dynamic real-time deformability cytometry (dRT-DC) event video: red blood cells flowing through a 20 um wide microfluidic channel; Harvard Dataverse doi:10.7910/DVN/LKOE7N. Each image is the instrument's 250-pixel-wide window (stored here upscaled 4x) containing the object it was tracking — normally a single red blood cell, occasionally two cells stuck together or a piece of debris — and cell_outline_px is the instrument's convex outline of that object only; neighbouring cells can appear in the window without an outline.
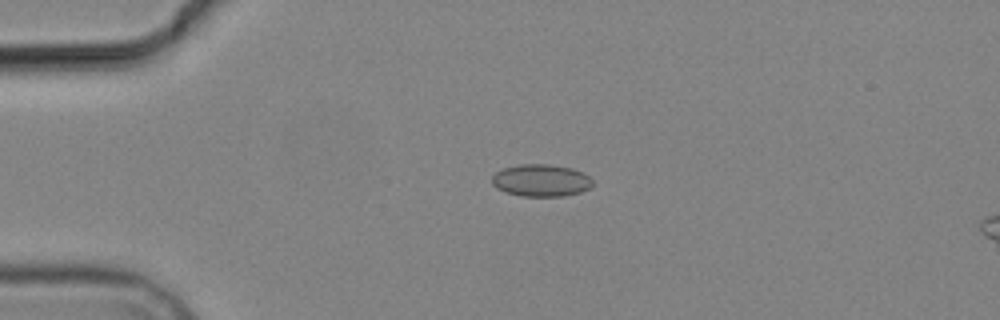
{"species": "common noctule bat (a hibernating species)", "species_latin": "Nyctalus noctula", "temperature_condition": "cold", "stored_images_in_passage": 5, "camera_frame_rate_fps": 3000, "um_per_image_px": 0.085, "animal": {"sex": "male", "body_mass_g": 19.2, "forearm_length_mm": 51.8}, "frame": {"image": 1, "passage_image": 3, "time_ms": 3.0, "image_size_px": [1000, 320], "cell_outline_px": [[592, 184], [588, 188], [580, 192], [564, 196], [524, 196], [504, 192], [496, 188], [492, 184], [492, 176], [496, 172], [504, 168], [520, 164], [548, 164], [572, 168], [584, 172], [592, 180]], "centroid_in_image_um": [45.97, 15.33], "position_along_channel_um": 39.0, "area_um2": 18.9}}